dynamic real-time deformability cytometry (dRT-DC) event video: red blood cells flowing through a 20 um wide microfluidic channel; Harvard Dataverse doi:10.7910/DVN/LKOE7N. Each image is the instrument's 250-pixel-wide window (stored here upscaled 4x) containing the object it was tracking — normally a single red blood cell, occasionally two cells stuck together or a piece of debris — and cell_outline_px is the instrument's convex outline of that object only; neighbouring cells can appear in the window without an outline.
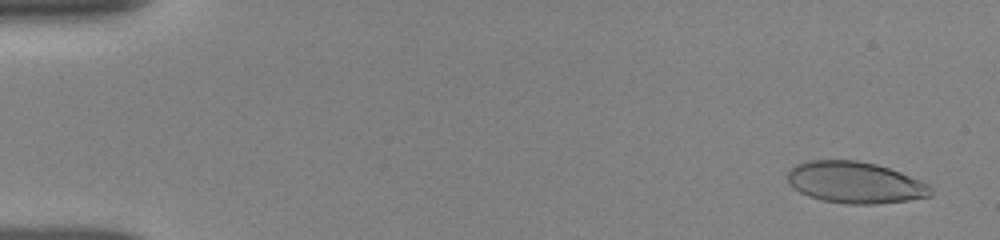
{"species": "human", "species_latin": "Homo sapiens", "temperature_condition": "room temperature", "stored_images_in_passage": 65, "camera_frame_rate_fps": 3000, "um_per_image_px": 0.085, "donor": {"sex": "female"}, "frame": {"image": 1, "passage_image": 3, "time_ms": 0.667, "image_size_px": [1000, 240], "cell_outline_px": [[932, 196], [908, 200], [880, 204], [848, 204], [820, 200], [808, 196], [800, 192], [788, 184], [788, 172], [796, 164], [812, 160], [856, 160], [876, 164], [900, 172], [920, 180], [928, 184], [932, 192]], "centroid_in_image_um": [72.68, 15.52], "position_along_channel_um": 12.3, "area_um2": 34.68}}
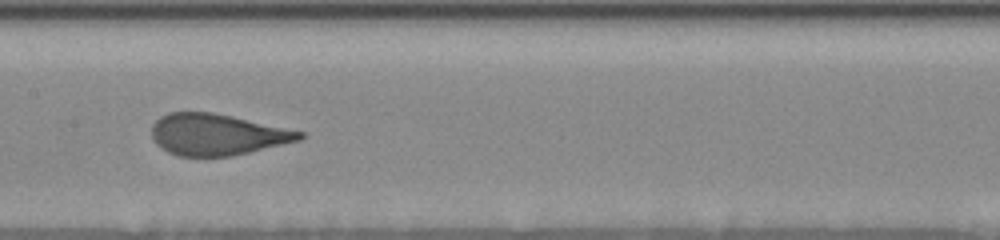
{"frame": {"image": 2, "passage_image": 25, "time_ms": 8.667, "image_size_px": [1000, 240], "cell_outline_px": [[304, 136], [300, 140], [232, 156], [180, 156], [168, 152], [156, 144], [152, 140], [152, 124], [160, 116], [168, 112], [212, 112], [232, 116], [304, 132]], "centroid_in_image_um": [18.41, 11.43], "position_along_channel_um": 189.0, "area_um2": 35.49}}
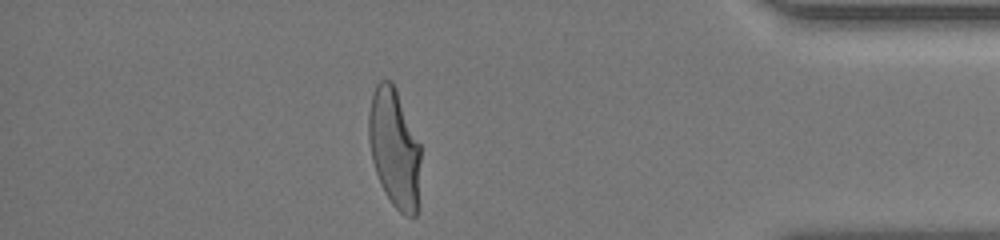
{"frame": {"image": 3, "passage_image": 52, "time_ms": 15.0, "image_size_px": [1000, 240], "cell_outline_px": [[420, 204], [416, 216], [404, 216], [392, 204], [384, 192], [380, 184], [372, 160], [368, 140], [368, 112], [372, 96], [376, 84], [380, 80], [392, 80], [420, 144]], "centroid_in_image_um": [33.54, 12.65], "position_along_channel_um": 401.7, "area_um2": 36.59}, "authors_computed_cell_mechanics": {"area_um2": 36.5874, "velocity_mm_per_s": 3.8681, "shape_relaxation_time_tau1_ms": 3.8357, "shape_relaxation_time_tau2_ms": null, "deformation_change_tau1": 0.1839, "deformation_change_tau2": null}}